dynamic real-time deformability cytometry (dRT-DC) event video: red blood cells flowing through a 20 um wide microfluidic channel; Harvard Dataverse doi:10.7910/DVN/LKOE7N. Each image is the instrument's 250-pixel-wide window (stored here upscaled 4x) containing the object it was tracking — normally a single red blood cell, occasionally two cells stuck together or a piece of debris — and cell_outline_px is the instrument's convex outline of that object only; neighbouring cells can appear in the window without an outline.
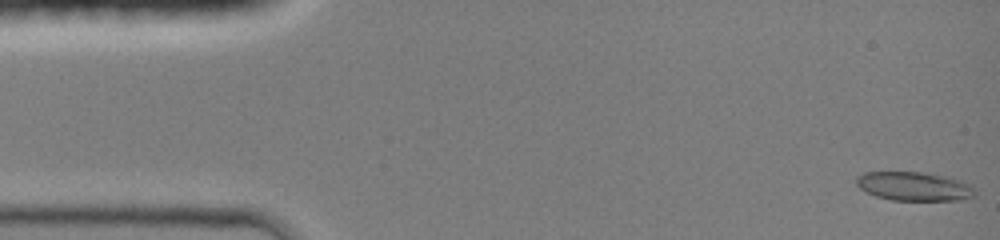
{"species": "common noctule bat (a hibernating species)", "species_latin": "Nyctalus noctula", "temperature_condition": "room temperature", "stored_images_in_passage": 10, "camera_frame_rate_fps": 3000, "um_per_image_px": 0.085, "animal": {"sex": "female", "body_mass_g": 19.0, "forearm_length_mm": 51.5}, "frame": {"image": 1, "passage_image": 1, "time_ms": 0.0, "image_size_px": [1000, 240], "cell_outline_px": [[976, 196], [964, 200], [892, 200], [876, 196], [860, 188], [856, 184], [856, 176], [864, 172], [924, 172], [948, 176], [972, 184], [976, 192]], "centroid_in_image_um": [77.76, 15.83], "position_along_channel_um": 7.2, "area_um2": 20.23}}
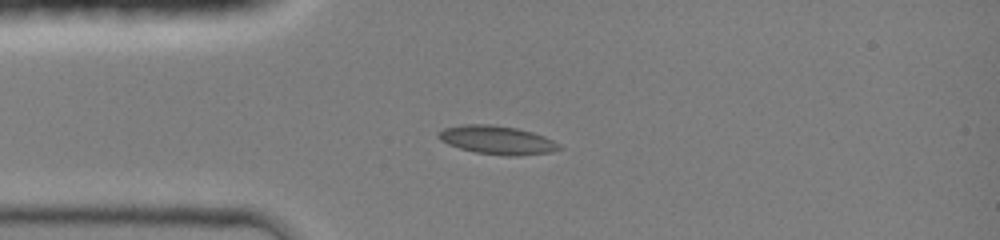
{"frame": {"image": 2, "passage_image": 9, "time_ms": 3.333, "image_size_px": [1000, 240], "cell_outline_px": [[564, 148], [552, 152], [516, 156], [504, 156], [476, 152], [460, 148], [448, 144], [440, 140], [436, 136], [444, 128], [464, 124], [492, 124], [516, 128], [532, 132], [544, 136], [560, 144]], "centroid_in_image_um": [42.28, 11.91], "position_along_channel_um": 42.7, "area_um2": 20.11}}